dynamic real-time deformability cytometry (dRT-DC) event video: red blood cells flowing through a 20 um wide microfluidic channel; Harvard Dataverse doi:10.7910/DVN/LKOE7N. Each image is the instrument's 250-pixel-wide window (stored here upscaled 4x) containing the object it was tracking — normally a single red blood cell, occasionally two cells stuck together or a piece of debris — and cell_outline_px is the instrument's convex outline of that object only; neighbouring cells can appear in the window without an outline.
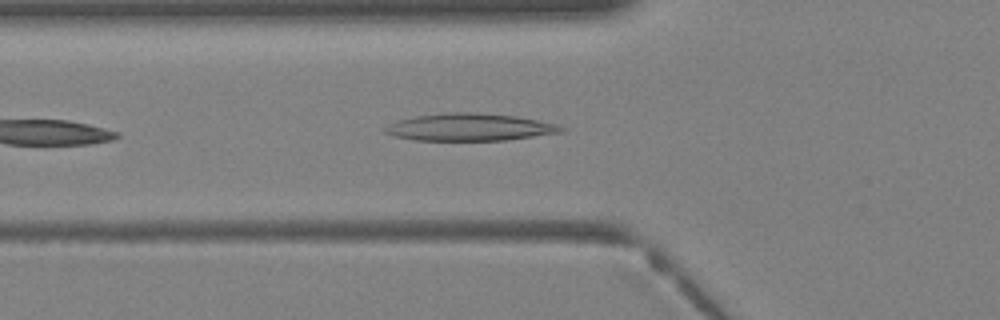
{"species": "Egyptian fruit bat (a non-hibernating species)", "species_latin": "Rousettus aegyptiacus", "temperature_condition": "warm", "stored_images_in_passage": 10, "camera_frame_rate_fps": 3000, "um_per_image_px": 0.085, "animal": {"sex": "female"}, "frame": {"image": 1, "passage_image": 4, "time_ms": 1.0, "image_size_px": [1000, 320], "cell_outline_px": [[564, 128], [560, 132], [504, 140], [416, 140], [396, 136], [384, 132], [384, 128], [388, 124], [400, 120], [416, 116], [444, 112], [476, 112], [516, 116], [556, 124]], "centroid_in_image_um": [39.87, 10.8], "position_along_channel_um": 85.9, "area_um2": 27.63}}